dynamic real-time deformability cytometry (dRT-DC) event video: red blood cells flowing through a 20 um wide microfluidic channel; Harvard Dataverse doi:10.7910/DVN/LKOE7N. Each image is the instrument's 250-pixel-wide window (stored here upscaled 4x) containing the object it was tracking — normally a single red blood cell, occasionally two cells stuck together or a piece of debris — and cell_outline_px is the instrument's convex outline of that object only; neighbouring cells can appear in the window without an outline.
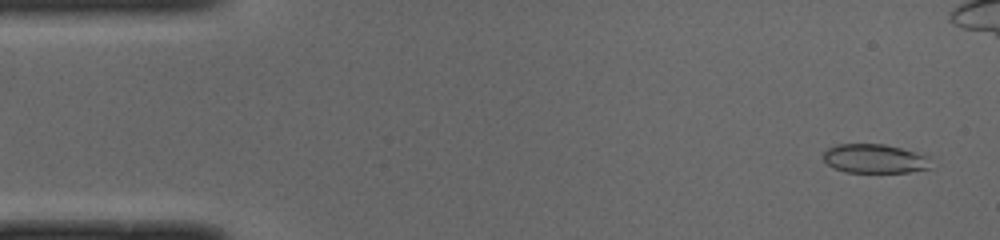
{"species": "common noctule bat (a hibernating species)", "species_latin": "Nyctalus noctula", "temperature_condition": "cold", "stored_images_in_passage": 50, "camera_frame_rate_fps": 3000, "um_per_image_px": 0.085, "animal": {"sex": "male", "body_mass_g": 19.0, "forearm_length_mm": 50.8}, "frame": {"image": 1, "passage_image": 2, "time_ms": 0.333, "image_size_px": [1000, 240], "cell_outline_px": [[932, 168], [908, 172], [844, 172], [828, 164], [824, 160], [824, 152], [828, 148], [836, 144], [884, 144], [900, 148], [928, 156]], "centroid_in_image_um": [74.35, 13.49], "position_along_channel_um": 10.6, "area_um2": 18.09}}
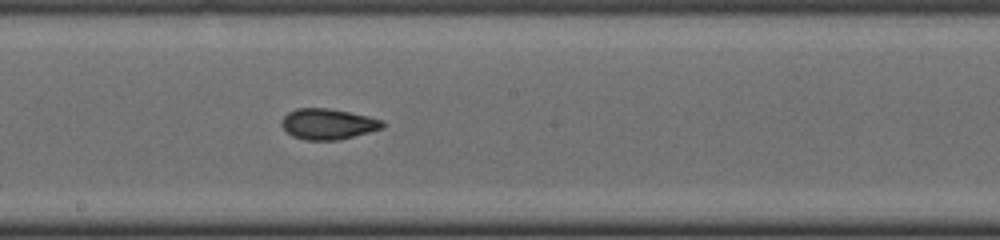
{"frame": {"image": 2, "passage_image": 26, "time_ms": 8.333, "image_size_px": [1000, 240], "cell_outline_px": [[388, 124], [384, 128], [340, 140], [304, 140], [292, 136], [280, 124], [280, 120], [288, 112], [296, 108], [328, 108], [368, 116], [384, 120]], "centroid_in_image_um": [27.9, 10.54], "position_along_channel_um": 220.3, "area_um2": 18.32}}
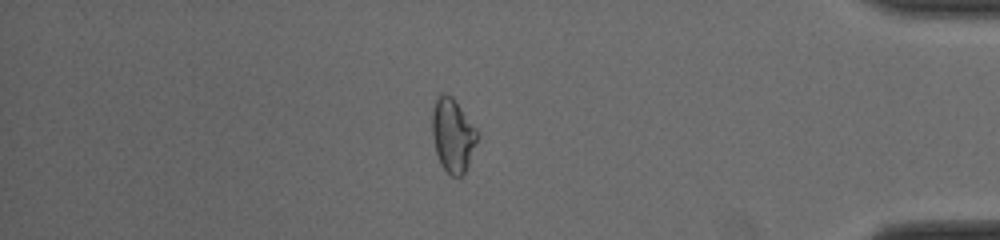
{"frame": {"image": 3, "passage_image": 42, "time_ms": 13.667, "image_size_px": [1000, 240], "cell_outline_px": [[476, 140], [468, 164], [464, 172], [460, 176], [452, 176], [440, 164], [436, 152], [432, 136], [432, 112], [436, 100], [440, 96], [452, 96], [476, 128]], "centroid_in_image_um": [38.46, 11.51], "position_along_channel_um": 396.7, "area_um2": 18.67}, "authors_computed_cell_mechanics": {"area_um2": 18.496, "velocity_mm_per_s": 3.9966, "shape_relaxation_time_tau1_ms": 2.4888, "shape_relaxation_time_tau2_ms": 1.6691, "deformation_change_tau1": 0.1136, "deformation_change_tau2": 0.0847}}